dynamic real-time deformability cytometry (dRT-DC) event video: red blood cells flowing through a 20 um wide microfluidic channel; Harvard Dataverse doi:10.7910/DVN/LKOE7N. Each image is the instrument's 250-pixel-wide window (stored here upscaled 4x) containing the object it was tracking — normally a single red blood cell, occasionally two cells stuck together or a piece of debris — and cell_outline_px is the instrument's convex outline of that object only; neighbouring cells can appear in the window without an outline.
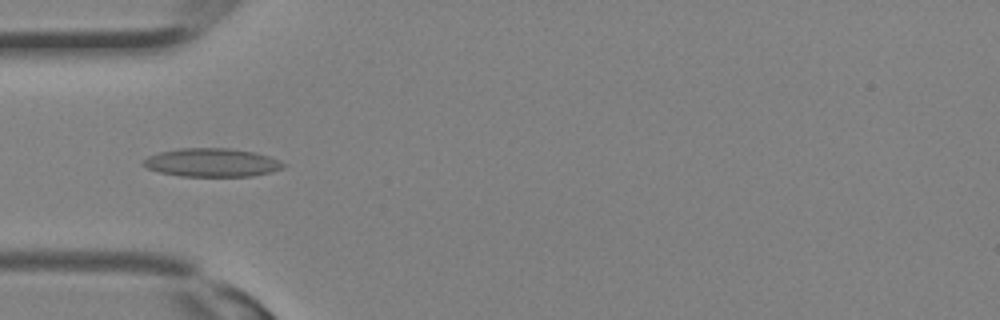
{"species": "Egyptian fruit bat (a non-hibernating species)", "species_latin": "Rousettus aegyptiacus", "temperature_condition": "room temperature", "stored_images_in_passage": 30, "camera_frame_rate_fps": 3000, "um_per_image_px": 0.085, "animal": {"sex": "female"}, "frame": {"image": 1, "passage_image": 9, "time_ms": 2.667, "image_size_px": [1000, 320], "cell_outline_px": [[284, 168], [252, 176], [180, 176], [160, 172], [148, 168], [144, 164], [144, 160], [148, 156], [160, 152], [180, 148], [228, 148], [252, 152], [268, 156], [284, 164]], "centroid_in_image_um": [17.98, 13.82], "position_along_channel_um": 67.0, "area_um2": 22.77}}
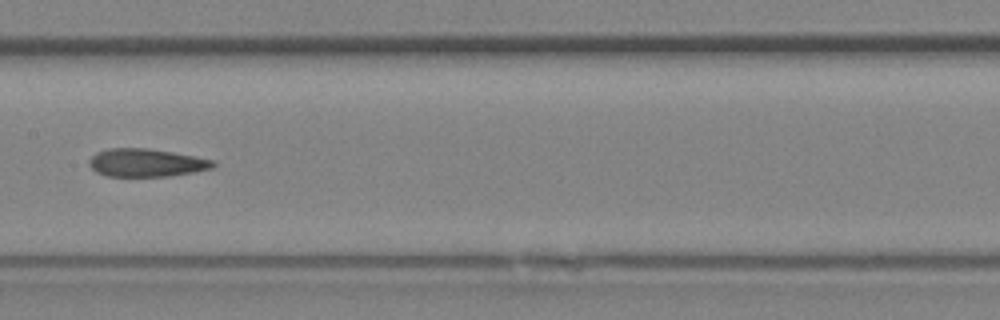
{"frame": {"image": 2, "passage_image": 15, "time_ms": 4.667, "image_size_px": [1000, 320], "cell_outline_px": [[216, 164], [212, 168], [196, 172], [168, 176], [108, 176], [96, 172], [88, 164], [88, 160], [96, 152], [108, 148], [148, 148], [196, 156], [216, 160]], "centroid_in_image_um": [12.45, 13.83], "position_along_channel_um": 194.9, "area_um2": 20.4}}
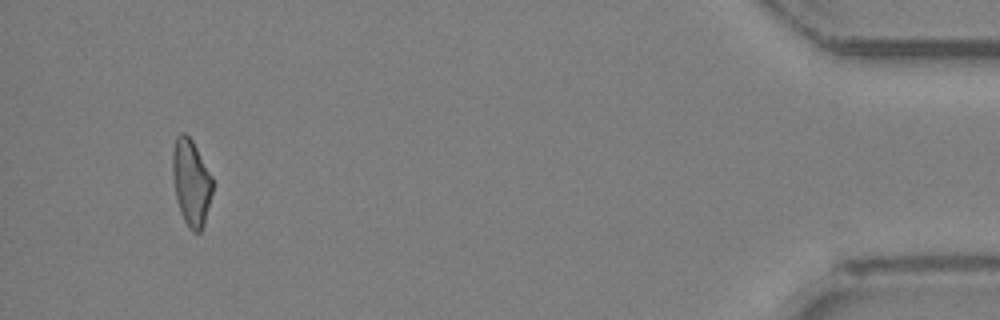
{"frame": {"image": 3, "passage_image": 29, "time_ms": 9.333, "image_size_px": [1000, 320], "cell_outline_px": [[212, 192], [204, 224], [200, 232], [192, 232], [188, 228], [180, 212], [176, 196], [172, 172], [172, 152], [176, 136], [180, 132], [184, 132], [192, 140], [212, 176]], "centroid_in_image_um": [16.24, 15.5], "position_along_channel_um": 419.0, "area_um2": 20.06}}